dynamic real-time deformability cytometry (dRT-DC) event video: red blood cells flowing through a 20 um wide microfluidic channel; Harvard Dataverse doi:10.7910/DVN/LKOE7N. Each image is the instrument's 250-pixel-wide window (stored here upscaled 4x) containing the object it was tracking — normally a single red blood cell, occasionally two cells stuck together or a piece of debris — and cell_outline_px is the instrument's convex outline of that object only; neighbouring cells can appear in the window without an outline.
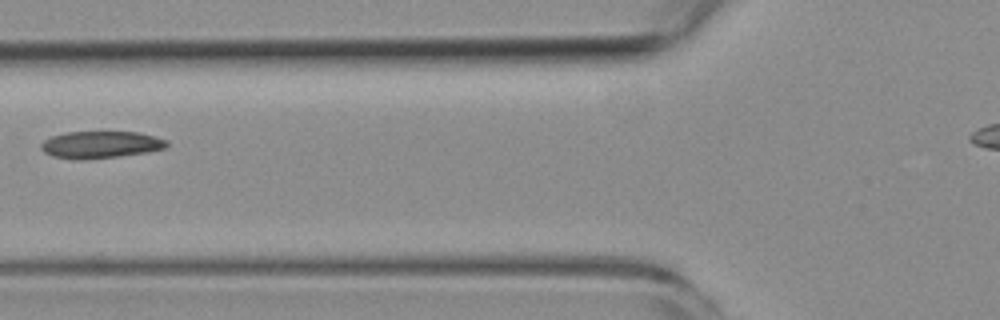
{"species": "common noctule bat (a hibernating species)", "species_latin": "Nyctalus noctula", "temperature_condition": "room temperature", "stored_images_in_passage": 4, "camera_frame_rate_fps": 3000, "um_per_image_px": 0.085, "animal": {"sex": "female", "body_mass_g": 19.3, "forearm_length_mm": 54.1}, "frame": {"image": 1, "passage_image": 3, "time_ms": 2.333, "image_size_px": [1000, 320], "cell_outline_px": [[168, 144], [164, 148], [148, 152], [120, 156], [84, 160], [72, 160], [52, 156], [44, 152], [40, 148], [40, 144], [44, 140], [52, 136], [64, 132], [140, 132], [156, 136], [168, 140]], "centroid_in_image_um": [8.54, 12.3], "position_along_channel_um": 117.3, "area_um2": 20.11}}
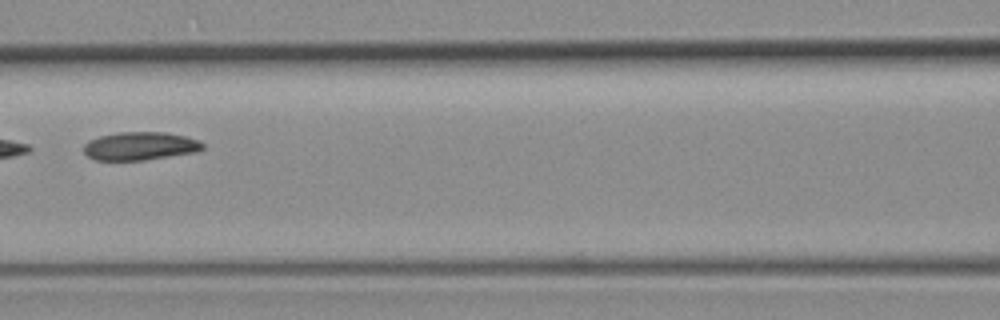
{"frame": {"image": 2, "passage_image": 4, "time_ms": 3.333, "image_size_px": [1000, 320], "cell_outline_px": [[204, 148], [200, 152], [144, 160], [96, 160], [88, 156], [84, 152], [84, 144], [88, 140], [100, 136], [120, 132], [164, 132], [184, 136], [200, 140], [204, 144]], "centroid_in_image_um": [11.95, 12.42], "position_along_channel_um": 154.7, "area_um2": 19.71}}